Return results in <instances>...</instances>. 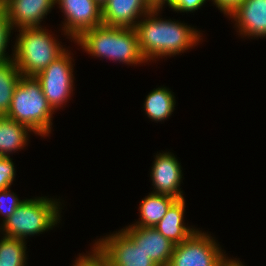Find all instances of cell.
<instances>
[{"instance_id": "obj_1", "label": "cell", "mask_w": 266, "mask_h": 266, "mask_svg": "<svg viewBox=\"0 0 266 266\" xmlns=\"http://www.w3.org/2000/svg\"><path fill=\"white\" fill-rule=\"evenodd\" d=\"M161 9H152L136 24L139 49L147 62L172 57L192 49L202 41L201 31L187 23L163 19ZM152 60V61H151Z\"/></svg>"}, {"instance_id": "obj_2", "label": "cell", "mask_w": 266, "mask_h": 266, "mask_svg": "<svg viewBox=\"0 0 266 266\" xmlns=\"http://www.w3.org/2000/svg\"><path fill=\"white\" fill-rule=\"evenodd\" d=\"M75 44L95 58L125 65H141L147 61L139 49L135 28L100 25L85 31Z\"/></svg>"}, {"instance_id": "obj_3", "label": "cell", "mask_w": 266, "mask_h": 266, "mask_svg": "<svg viewBox=\"0 0 266 266\" xmlns=\"http://www.w3.org/2000/svg\"><path fill=\"white\" fill-rule=\"evenodd\" d=\"M34 197L24 199L15 212L0 224L4 236L24 240L35 234H42L58 226L62 204L57 198Z\"/></svg>"}, {"instance_id": "obj_4", "label": "cell", "mask_w": 266, "mask_h": 266, "mask_svg": "<svg viewBox=\"0 0 266 266\" xmlns=\"http://www.w3.org/2000/svg\"><path fill=\"white\" fill-rule=\"evenodd\" d=\"M48 31L42 27L17 31L12 53L22 76L35 77L68 49Z\"/></svg>"}, {"instance_id": "obj_5", "label": "cell", "mask_w": 266, "mask_h": 266, "mask_svg": "<svg viewBox=\"0 0 266 266\" xmlns=\"http://www.w3.org/2000/svg\"><path fill=\"white\" fill-rule=\"evenodd\" d=\"M53 114L38 80L21 76L6 117L26 125L45 138L52 133Z\"/></svg>"}, {"instance_id": "obj_6", "label": "cell", "mask_w": 266, "mask_h": 266, "mask_svg": "<svg viewBox=\"0 0 266 266\" xmlns=\"http://www.w3.org/2000/svg\"><path fill=\"white\" fill-rule=\"evenodd\" d=\"M73 58L71 52L66 50L56 60L52 61L42 72L35 76L41 85L48 104L55 110L65 107L71 99L74 88ZM74 88V89H73Z\"/></svg>"}, {"instance_id": "obj_7", "label": "cell", "mask_w": 266, "mask_h": 266, "mask_svg": "<svg viewBox=\"0 0 266 266\" xmlns=\"http://www.w3.org/2000/svg\"><path fill=\"white\" fill-rule=\"evenodd\" d=\"M224 254L211 234L198 229L187 240L175 245L169 266H220L228 257Z\"/></svg>"}, {"instance_id": "obj_8", "label": "cell", "mask_w": 266, "mask_h": 266, "mask_svg": "<svg viewBox=\"0 0 266 266\" xmlns=\"http://www.w3.org/2000/svg\"><path fill=\"white\" fill-rule=\"evenodd\" d=\"M106 236L95 244L105 254L108 266H157L123 228Z\"/></svg>"}, {"instance_id": "obj_9", "label": "cell", "mask_w": 266, "mask_h": 266, "mask_svg": "<svg viewBox=\"0 0 266 266\" xmlns=\"http://www.w3.org/2000/svg\"><path fill=\"white\" fill-rule=\"evenodd\" d=\"M64 13L63 35L77 40L85 31L103 24L102 6L96 0H55Z\"/></svg>"}, {"instance_id": "obj_10", "label": "cell", "mask_w": 266, "mask_h": 266, "mask_svg": "<svg viewBox=\"0 0 266 266\" xmlns=\"http://www.w3.org/2000/svg\"><path fill=\"white\" fill-rule=\"evenodd\" d=\"M153 166L151 167L150 178L152 180L153 192L165 194L176 199H182L183 191L180 188L183 172L181 163L171 152H163L154 155Z\"/></svg>"}, {"instance_id": "obj_11", "label": "cell", "mask_w": 266, "mask_h": 266, "mask_svg": "<svg viewBox=\"0 0 266 266\" xmlns=\"http://www.w3.org/2000/svg\"><path fill=\"white\" fill-rule=\"evenodd\" d=\"M55 5V0H7L3 4V12L17 31L42 27L41 22Z\"/></svg>"}, {"instance_id": "obj_12", "label": "cell", "mask_w": 266, "mask_h": 266, "mask_svg": "<svg viewBox=\"0 0 266 266\" xmlns=\"http://www.w3.org/2000/svg\"><path fill=\"white\" fill-rule=\"evenodd\" d=\"M242 38L266 37V0H243L229 15Z\"/></svg>"}, {"instance_id": "obj_13", "label": "cell", "mask_w": 266, "mask_h": 266, "mask_svg": "<svg viewBox=\"0 0 266 266\" xmlns=\"http://www.w3.org/2000/svg\"><path fill=\"white\" fill-rule=\"evenodd\" d=\"M152 9L147 0H107L102 6L103 25L135 28Z\"/></svg>"}, {"instance_id": "obj_14", "label": "cell", "mask_w": 266, "mask_h": 266, "mask_svg": "<svg viewBox=\"0 0 266 266\" xmlns=\"http://www.w3.org/2000/svg\"><path fill=\"white\" fill-rule=\"evenodd\" d=\"M151 257L157 266H169L175 244L159 233L154 227L129 225L123 228Z\"/></svg>"}, {"instance_id": "obj_15", "label": "cell", "mask_w": 266, "mask_h": 266, "mask_svg": "<svg viewBox=\"0 0 266 266\" xmlns=\"http://www.w3.org/2000/svg\"><path fill=\"white\" fill-rule=\"evenodd\" d=\"M185 198L177 199L168 209L165 216L154 227L159 233L175 245L187 240L197 228L185 225ZM192 227V228H191Z\"/></svg>"}, {"instance_id": "obj_16", "label": "cell", "mask_w": 266, "mask_h": 266, "mask_svg": "<svg viewBox=\"0 0 266 266\" xmlns=\"http://www.w3.org/2000/svg\"><path fill=\"white\" fill-rule=\"evenodd\" d=\"M31 128L6 116H0V156L9 157L10 154L28 145Z\"/></svg>"}, {"instance_id": "obj_17", "label": "cell", "mask_w": 266, "mask_h": 266, "mask_svg": "<svg viewBox=\"0 0 266 266\" xmlns=\"http://www.w3.org/2000/svg\"><path fill=\"white\" fill-rule=\"evenodd\" d=\"M176 200V198L169 195L156 194L152 192L149 193L148 196H145V198L140 201L139 220L131 225L141 227H155L156 224L162 220L169 207Z\"/></svg>"}, {"instance_id": "obj_18", "label": "cell", "mask_w": 266, "mask_h": 266, "mask_svg": "<svg viewBox=\"0 0 266 266\" xmlns=\"http://www.w3.org/2000/svg\"><path fill=\"white\" fill-rule=\"evenodd\" d=\"M167 87L154 88L144 101L145 115L152 121L162 122L171 117L175 110L176 100L174 92Z\"/></svg>"}, {"instance_id": "obj_19", "label": "cell", "mask_w": 266, "mask_h": 266, "mask_svg": "<svg viewBox=\"0 0 266 266\" xmlns=\"http://www.w3.org/2000/svg\"><path fill=\"white\" fill-rule=\"evenodd\" d=\"M21 76L14 59L0 63V116L7 115Z\"/></svg>"}, {"instance_id": "obj_20", "label": "cell", "mask_w": 266, "mask_h": 266, "mask_svg": "<svg viewBox=\"0 0 266 266\" xmlns=\"http://www.w3.org/2000/svg\"><path fill=\"white\" fill-rule=\"evenodd\" d=\"M1 237L0 266H26V241L4 235Z\"/></svg>"}, {"instance_id": "obj_21", "label": "cell", "mask_w": 266, "mask_h": 266, "mask_svg": "<svg viewBox=\"0 0 266 266\" xmlns=\"http://www.w3.org/2000/svg\"><path fill=\"white\" fill-rule=\"evenodd\" d=\"M10 191V187L0 190V215L3 217L1 223H4L24 201L23 199L20 200L14 192Z\"/></svg>"}, {"instance_id": "obj_22", "label": "cell", "mask_w": 266, "mask_h": 266, "mask_svg": "<svg viewBox=\"0 0 266 266\" xmlns=\"http://www.w3.org/2000/svg\"><path fill=\"white\" fill-rule=\"evenodd\" d=\"M14 29L11 26L6 14L3 12L0 15V63L13 59V53L11 56L6 52L10 37L13 34Z\"/></svg>"}, {"instance_id": "obj_23", "label": "cell", "mask_w": 266, "mask_h": 266, "mask_svg": "<svg viewBox=\"0 0 266 266\" xmlns=\"http://www.w3.org/2000/svg\"><path fill=\"white\" fill-rule=\"evenodd\" d=\"M87 254H80L72 266H108L105 254L94 243Z\"/></svg>"}, {"instance_id": "obj_24", "label": "cell", "mask_w": 266, "mask_h": 266, "mask_svg": "<svg viewBox=\"0 0 266 266\" xmlns=\"http://www.w3.org/2000/svg\"><path fill=\"white\" fill-rule=\"evenodd\" d=\"M12 158L0 156V190L9 188L15 180V164Z\"/></svg>"}, {"instance_id": "obj_25", "label": "cell", "mask_w": 266, "mask_h": 266, "mask_svg": "<svg viewBox=\"0 0 266 266\" xmlns=\"http://www.w3.org/2000/svg\"><path fill=\"white\" fill-rule=\"evenodd\" d=\"M208 0H170V8L175 12H194L200 9Z\"/></svg>"}, {"instance_id": "obj_26", "label": "cell", "mask_w": 266, "mask_h": 266, "mask_svg": "<svg viewBox=\"0 0 266 266\" xmlns=\"http://www.w3.org/2000/svg\"><path fill=\"white\" fill-rule=\"evenodd\" d=\"M242 1L243 0H212L216 8L224 15H229Z\"/></svg>"}, {"instance_id": "obj_27", "label": "cell", "mask_w": 266, "mask_h": 266, "mask_svg": "<svg viewBox=\"0 0 266 266\" xmlns=\"http://www.w3.org/2000/svg\"><path fill=\"white\" fill-rule=\"evenodd\" d=\"M147 2L153 9L163 10V6L166 7V5L170 8V0H147Z\"/></svg>"}, {"instance_id": "obj_28", "label": "cell", "mask_w": 266, "mask_h": 266, "mask_svg": "<svg viewBox=\"0 0 266 266\" xmlns=\"http://www.w3.org/2000/svg\"><path fill=\"white\" fill-rule=\"evenodd\" d=\"M220 266H245L244 264H242V262L237 258L233 259V258H229L227 257Z\"/></svg>"}, {"instance_id": "obj_29", "label": "cell", "mask_w": 266, "mask_h": 266, "mask_svg": "<svg viewBox=\"0 0 266 266\" xmlns=\"http://www.w3.org/2000/svg\"><path fill=\"white\" fill-rule=\"evenodd\" d=\"M101 6L107 1V0H96Z\"/></svg>"}, {"instance_id": "obj_30", "label": "cell", "mask_w": 266, "mask_h": 266, "mask_svg": "<svg viewBox=\"0 0 266 266\" xmlns=\"http://www.w3.org/2000/svg\"><path fill=\"white\" fill-rule=\"evenodd\" d=\"M3 13V3L0 2V15Z\"/></svg>"}, {"instance_id": "obj_31", "label": "cell", "mask_w": 266, "mask_h": 266, "mask_svg": "<svg viewBox=\"0 0 266 266\" xmlns=\"http://www.w3.org/2000/svg\"><path fill=\"white\" fill-rule=\"evenodd\" d=\"M6 1H7V0H0V2L3 3V4H4Z\"/></svg>"}]
</instances>
